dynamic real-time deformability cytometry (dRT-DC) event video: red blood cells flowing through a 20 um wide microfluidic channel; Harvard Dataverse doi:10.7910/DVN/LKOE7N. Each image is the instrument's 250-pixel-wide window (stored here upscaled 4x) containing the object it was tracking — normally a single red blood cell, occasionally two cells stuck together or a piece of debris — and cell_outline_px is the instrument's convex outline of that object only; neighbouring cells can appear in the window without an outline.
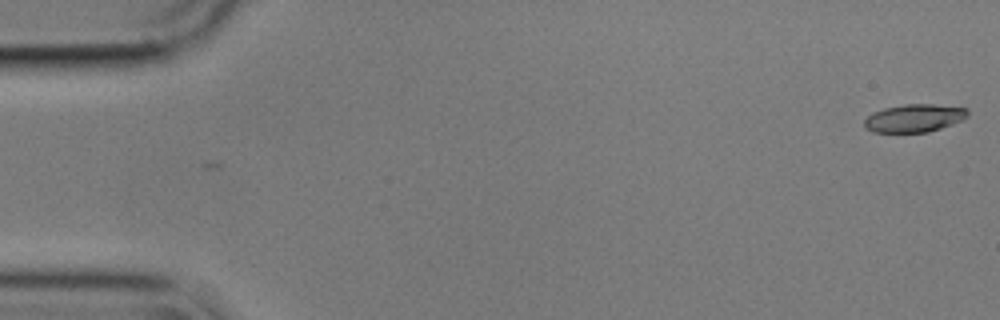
{"species": "common noctule bat (a hibernating species)", "species_latin": "Nyctalus noctula", "temperature_condition": "cold", "stored_images_in_passage": 10, "camera_frame_rate_fps": 3000, "um_per_image_px": 0.085, "animal": {"sex": "male", "body_mass_g": 17.9}, "frame": {"image": 1, "passage_image": 1, "time_ms": 0.0, "image_size_px": [1000, 320], "cell_outline_px": [[968, 116], [964, 120], [928, 132], [872, 132], [864, 128], [864, 120], [872, 112], [884, 108], [904, 104], [932, 104], [968, 108]], "centroid_in_image_um": [77.71, 10.04], "position_along_channel_um": 7.3, "area_um2": 16.94}}